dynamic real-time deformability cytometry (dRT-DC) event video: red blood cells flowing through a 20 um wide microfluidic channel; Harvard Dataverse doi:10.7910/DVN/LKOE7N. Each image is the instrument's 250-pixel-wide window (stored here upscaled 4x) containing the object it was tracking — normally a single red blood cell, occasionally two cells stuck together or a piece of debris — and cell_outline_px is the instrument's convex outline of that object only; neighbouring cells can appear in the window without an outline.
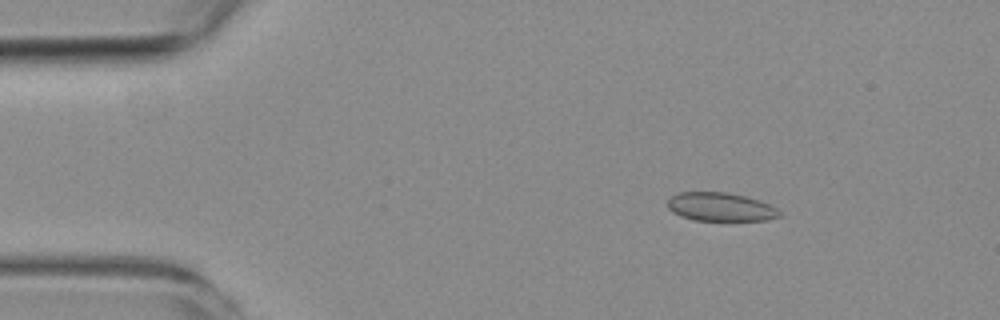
{"species": "common noctule bat (a hibernating species)", "species_latin": "Nyctalus noctula", "temperature_condition": "room temperature", "stored_images_in_passage": 3, "camera_frame_rate_fps": 3000, "um_per_image_px": 0.085, "animal": {"sex": "female", "body_mass_g": 19.3, "forearm_length_mm": 54.1}, "frame": {"image": 1, "passage_image": 1, "time_ms": 0.0, "image_size_px": [1000, 320], "cell_outline_px": [[780, 216], [768, 220], [692, 220], [680, 216], [672, 212], [668, 208], [668, 200], [672, 196], [680, 192], [724, 192], [744, 196], [760, 200], [776, 208], [780, 212]], "centroid_in_image_um": [61.22, 17.59], "position_along_channel_um": 23.8, "area_um2": 18.5}}